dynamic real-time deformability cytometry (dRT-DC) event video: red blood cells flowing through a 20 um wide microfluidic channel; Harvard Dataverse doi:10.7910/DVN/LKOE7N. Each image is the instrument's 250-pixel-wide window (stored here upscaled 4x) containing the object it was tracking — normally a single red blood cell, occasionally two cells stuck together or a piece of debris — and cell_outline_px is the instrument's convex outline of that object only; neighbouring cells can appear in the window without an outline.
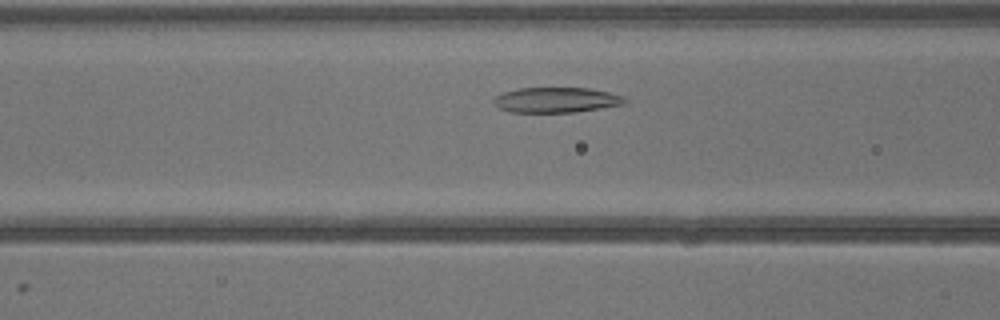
{"species": "common noctule bat (a hibernating species)", "species_latin": "Nyctalus noctula", "temperature_condition": "warm", "stored_images_in_passage": 32, "camera_frame_rate_fps": 3000, "um_per_image_px": 0.085, "animal": {"sex": "male", "body_mass_g": 13.3}, "frame": {"image": 1, "passage_image": 8, "time_ms": 2.333, "image_size_px": [1000, 320], "cell_outline_px": [[628, 100], [624, 104], [600, 108], [572, 112], [512, 112], [500, 108], [492, 104], [492, 100], [496, 96], [504, 92], [516, 88], [588, 88], [608, 92], [624, 96]], "centroid_in_image_um": [47.26, 8.49], "position_along_channel_um": 119.3, "area_um2": 19.25}}
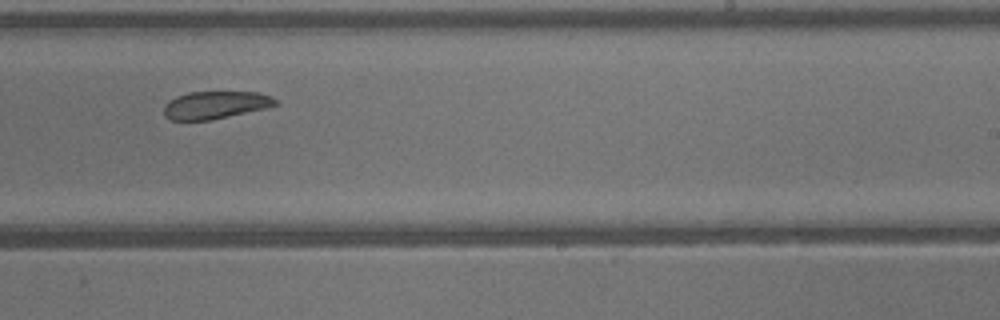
{"frame": {"image": 2, "passage_image": 17, "time_ms": 5.333, "image_size_px": [1000, 320], "cell_outline_px": [[280, 104], [268, 108], [212, 120], [172, 120], [164, 116], [164, 104], [168, 100], [176, 96], [188, 92], [256, 92], [272, 96]], "centroid_in_image_um": [18.32, 8.92], "position_along_channel_um": 270.7, "area_um2": 18.21}}
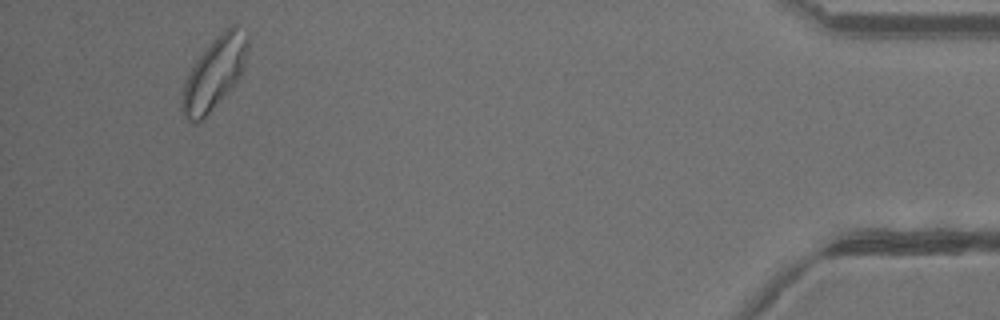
{"frame": {"image": 3, "passage_image": 30, "time_ms": 9.667, "image_size_px": [1000, 320], "cell_outline_px": [[248, 44], [244, 68], [240, 76], [232, 88], [204, 120], [196, 124], [192, 124], [184, 116], [180, 108], [180, 100], [184, 84], [196, 60], [212, 40], [224, 28], [232, 24], [236, 24], [248, 32]], "centroid_in_image_um": [18.23, 6.25], "position_along_channel_um": 417.0, "area_um2": 28.03}}